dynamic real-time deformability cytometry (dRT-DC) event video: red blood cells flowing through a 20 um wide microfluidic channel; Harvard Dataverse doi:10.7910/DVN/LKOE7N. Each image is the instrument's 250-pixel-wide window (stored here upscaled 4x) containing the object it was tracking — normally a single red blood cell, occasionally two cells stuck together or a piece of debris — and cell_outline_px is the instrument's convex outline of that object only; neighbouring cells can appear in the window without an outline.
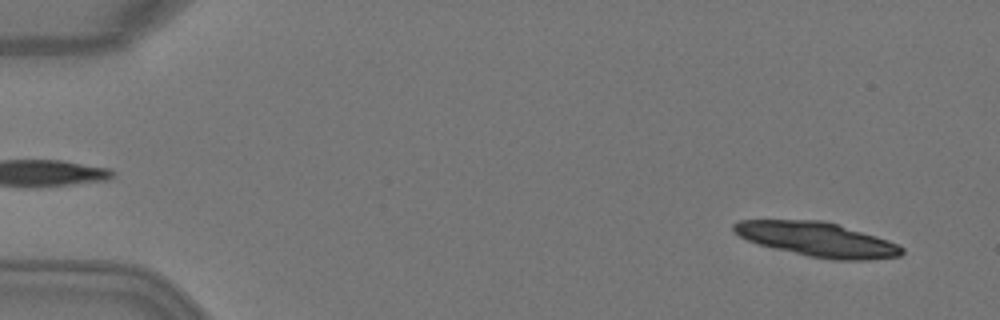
{"species": "Egyptian fruit bat (a non-hibernating species)", "species_latin": "Rousettus aegyptiacus", "temperature_condition": "warm", "stored_images_in_passage": 5, "segment_of_instrument_passage": [1, 2], "camera_frame_rate_fps": 3000, "um_per_image_px": 0.085, "animal": {"sex": "female"}, "frame": {"image": 1, "passage_image": 1, "time_ms": 0.0, "image_size_px": [1000, 320], "cell_outline_px": [[904, 252], [900, 256], [868, 260], [836, 260], [808, 256], [760, 244], [748, 240], [740, 236], [732, 228], [732, 224], [740, 220], [824, 220], [876, 236], [900, 244], [904, 248]], "centroid_in_image_um": [69.51, 20.35], "position_along_channel_um": 15.5, "area_um2": 33.41}}